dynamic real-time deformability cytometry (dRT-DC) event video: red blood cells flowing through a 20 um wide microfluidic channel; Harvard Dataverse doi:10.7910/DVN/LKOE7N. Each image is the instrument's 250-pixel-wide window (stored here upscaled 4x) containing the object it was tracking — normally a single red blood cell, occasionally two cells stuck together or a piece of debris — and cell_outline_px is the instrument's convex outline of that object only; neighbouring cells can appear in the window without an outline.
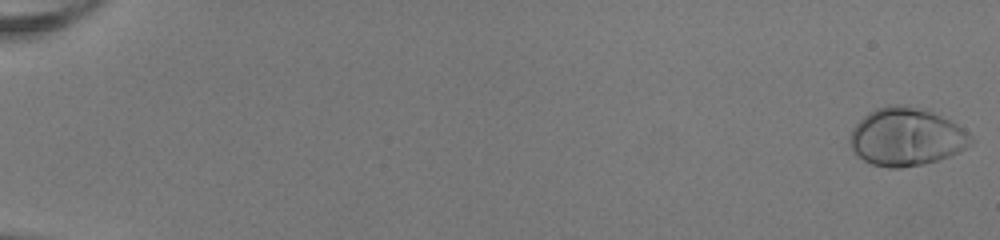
{"species": "human", "species_latin": "Homo sapiens", "temperature_condition": "room temperature", "stored_images_in_passage": 53, "camera_frame_rate_fps": 3000, "um_per_image_px": 0.085, "donor": {"sex": "female"}, "frame": {"image": 1, "passage_image": 1, "time_ms": 0.0, "image_size_px": [1000, 240], "cell_outline_px": [[976, 140], [972, 144], [940, 160], [900, 168], [888, 168], [872, 164], [864, 160], [852, 152], [848, 144], [848, 136], [852, 128], [868, 112], [876, 108], [888, 104], [916, 108], [932, 112], [964, 128]], "centroid_in_image_um": [76.99, 11.65], "position_along_channel_um": 8.0, "area_um2": 40.81}}
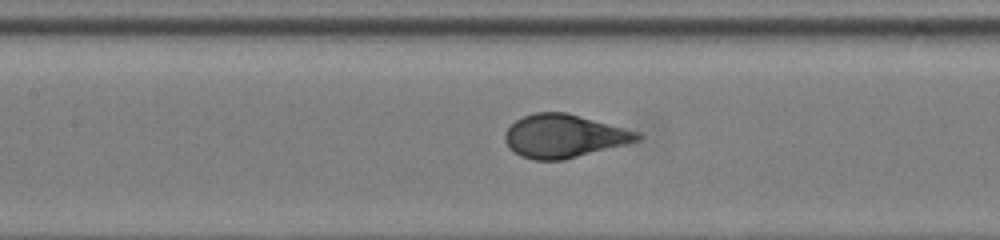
{"frame": {"image": 2, "passage_image": 27, "time_ms": 8.667, "image_size_px": [1000, 240], "cell_outline_px": [[644, 136], [640, 140], [564, 160], [532, 160], [520, 156], [508, 148], [504, 140], [504, 132], [516, 120], [524, 116], [536, 112], [564, 112], [640, 132]], "centroid_in_image_um": [47.91, 11.58], "position_along_channel_um": 159.5, "area_um2": 33.23}}
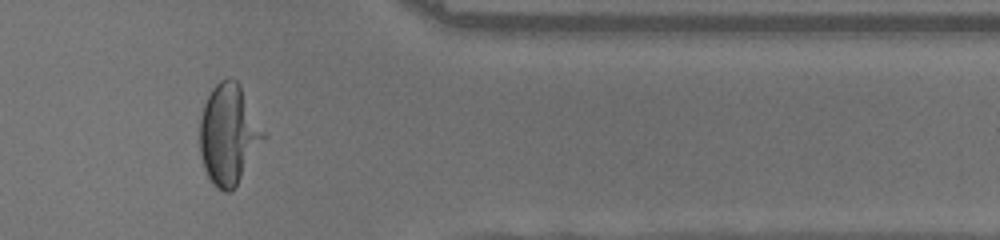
{"frame": {"image": 3, "passage_image": 45, "time_ms": 14.667, "image_size_px": [1000, 240], "cell_outline_px": [[264, 136], [236, 184], [228, 192], [224, 192], [216, 188], [212, 184], [204, 168], [200, 156], [200, 120], [204, 104], [212, 88], [220, 80], [228, 76], [236, 80], [240, 84], [264, 132]], "centroid_in_image_um": [19.38, 11.38], "position_along_channel_um": 392.0, "area_um2": 36.24}}